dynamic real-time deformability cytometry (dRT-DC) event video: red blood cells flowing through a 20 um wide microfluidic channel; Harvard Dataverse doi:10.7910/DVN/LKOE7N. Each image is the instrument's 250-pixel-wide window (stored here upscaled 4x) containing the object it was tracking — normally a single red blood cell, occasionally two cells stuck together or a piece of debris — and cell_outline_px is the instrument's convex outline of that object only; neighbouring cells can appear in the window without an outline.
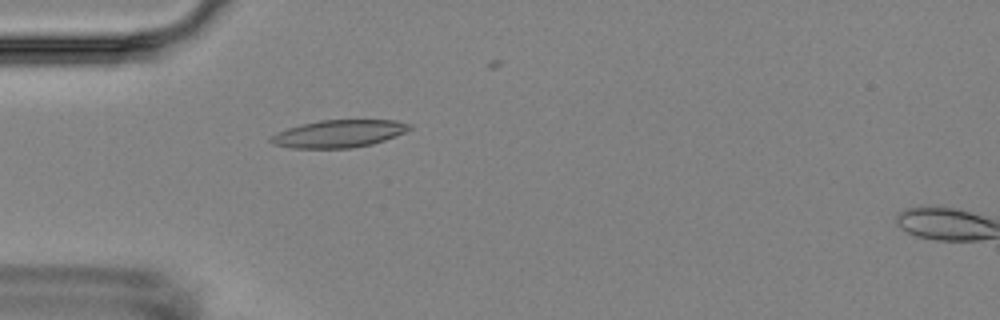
{"species": "Egyptian fruit bat (a non-hibernating species)", "species_latin": "Rousettus aegyptiacus", "temperature_condition": "room temperature", "stored_images_in_passage": 6, "camera_frame_rate_fps": 3000, "um_per_image_px": 0.085, "animal": {"sex": "female"}, "frame": {"image": 1, "passage_image": 5, "time_ms": 4.333, "image_size_px": [1000, 320], "cell_outline_px": [[412, 128], [404, 132], [384, 140], [372, 144], [352, 148], [292, 148], [272, 144], [268, 140], [268, 136], [276, 132], [288, 128], [320, 120], [396, 120], [412, 124]], "centroid_in_image_um": [28.76, 11.36], "position_along_channel_um": 56.2, "area_um2": 22.25}}